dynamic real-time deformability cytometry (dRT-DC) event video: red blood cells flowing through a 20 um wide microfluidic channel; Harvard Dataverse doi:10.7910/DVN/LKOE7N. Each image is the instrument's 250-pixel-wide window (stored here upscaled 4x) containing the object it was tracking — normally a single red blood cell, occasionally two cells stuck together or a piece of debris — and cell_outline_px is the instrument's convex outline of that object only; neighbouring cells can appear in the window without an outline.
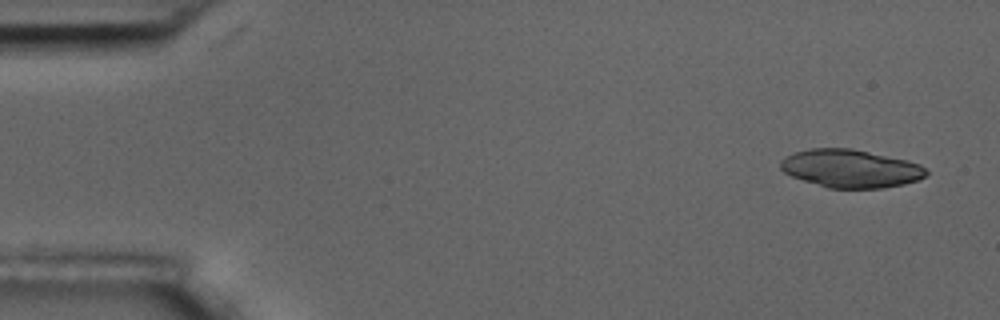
{"species": "common noctule bat (a hibernating species)", "species_latin": "Nyctalus noctula", "temperature_condition": "room temperature", "stored_images_in_passage": 6, "camera_frame_rate_fps": 3000, "um_per_image_px": 0.085, "animal": {"sex": "male", "body_mass_g": 17.5, "forearm_length_mm": 52.3}, "frame": {"image": 1, "passage_image": 1, "time_ms": 0.0, "image_size_px": [1000, 320], "cell_outline_px": [[928, 172], [924, 176], [916, 180], [904, 184], [880, 188], [828, 188], [792, 176], [784, 172], [780, 168], [780, 160], [784, 156], [808, 148], [852, 148], [908, 160], [920, 164]], "centroid_in_image_um": [72.28, 14.31], "position_along_channel_um": 12.7, "area_um2": 32.25}}